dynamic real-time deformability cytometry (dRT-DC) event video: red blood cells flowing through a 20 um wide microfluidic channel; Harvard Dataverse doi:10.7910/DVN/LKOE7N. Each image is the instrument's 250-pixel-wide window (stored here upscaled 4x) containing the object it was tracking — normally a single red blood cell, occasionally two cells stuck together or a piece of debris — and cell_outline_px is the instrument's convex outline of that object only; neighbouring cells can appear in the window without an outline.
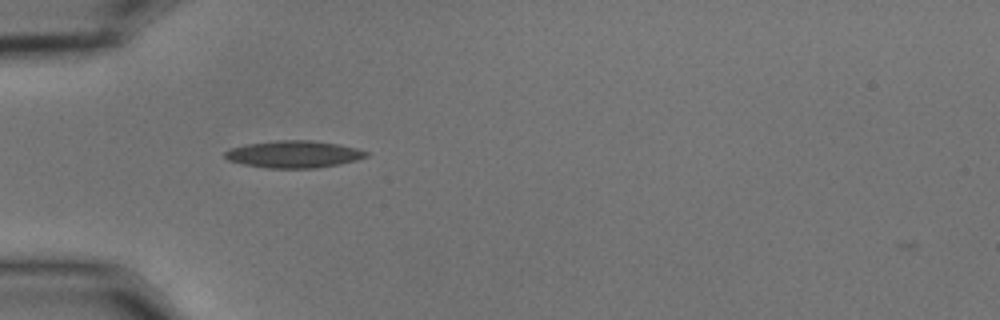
{"species": "common noctule bat (a hibernating species)", "species_latin": "Nyctalus noctula", "temperature_condition": "cold", "stored_images_in_passage": 39, "camera_frame_rate_fps": 3000, "um_per_image_px": 0.085, "animal": {"sex": "male", "body_mass_g": 15.6}, "frame": {"image": 1, "passage_image": 1, "time_ms": 0.0, "image_size_px": [1000, 320], "cell_outline_px": [[368, 156], [356, 160], [316, 168], [268, 168], [244, 164], [228, 160], [224, 156], [224, 152], [228, 148], [248, 144], [276, 140], [312, 140], [340, 144], [356, 148], [368, 152]], "centroid_in_image_um": [24.95, 13.1], "position_along_channel_um": 60.0, "area_um2": 22.25}}
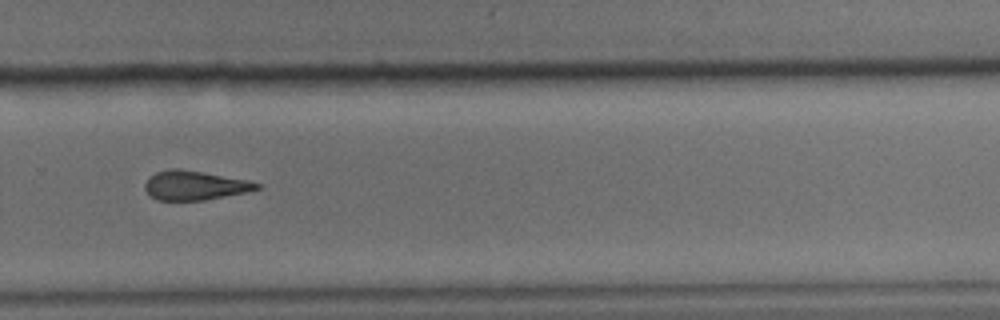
{"frame": {"image": 2, "passage_image": 22, "time_ms": 7.0, "image_size_px": [1000, 320], "cell_outline_px": [[264, 188], [248, 192], [204, 200], [156, 200], [144, 188], [144, 184], [148, 176], [156, 172], [172, 168], [180, 168], [204, 172], [248, 180], [264, 184]], "centroid_in_image_um": [16.6, 15.75], "position_along_channel_um": 313.2, "area_um2": 19.36}}
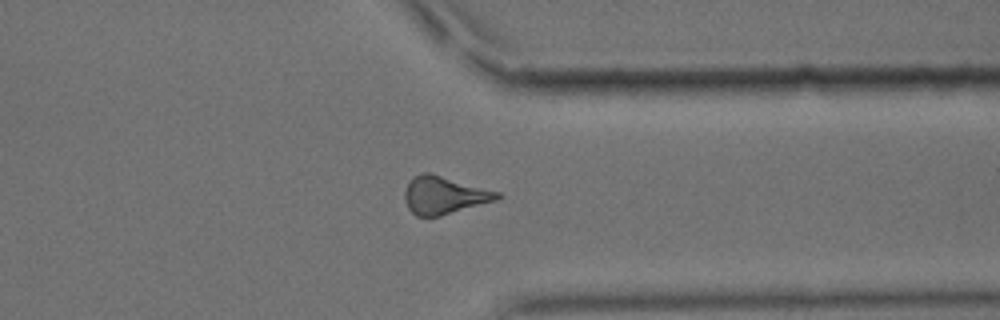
{"frame": {"image": 3, "passage_image": 27, "time_ms": 8.667, "image_size_px": [1000, 320], "cell_outline_px": [[504, 196], [496, 200], [440, 216], [416, 216], [408, 208], [404, 200], [404, 192], [408, 180], [412, 176], [424, 172], [428, 172], [500, 192]], "centroid_in_image_um": [37.72, 16.58], "position_along_channel_um": 373.7, "area_um2": 20.35}, "authors_computed_cell_mechanics": {"area_um2": 20.1144, "velocity_mm_per_s": 3.6814, "shape_relaxation_time_tau1_ms": 7.9655, "shape_relaxation_time_tau2_ms": 5.8308, "deformation_change_tau1": 0.1864, "deformation_change_tau2": 0.187}}